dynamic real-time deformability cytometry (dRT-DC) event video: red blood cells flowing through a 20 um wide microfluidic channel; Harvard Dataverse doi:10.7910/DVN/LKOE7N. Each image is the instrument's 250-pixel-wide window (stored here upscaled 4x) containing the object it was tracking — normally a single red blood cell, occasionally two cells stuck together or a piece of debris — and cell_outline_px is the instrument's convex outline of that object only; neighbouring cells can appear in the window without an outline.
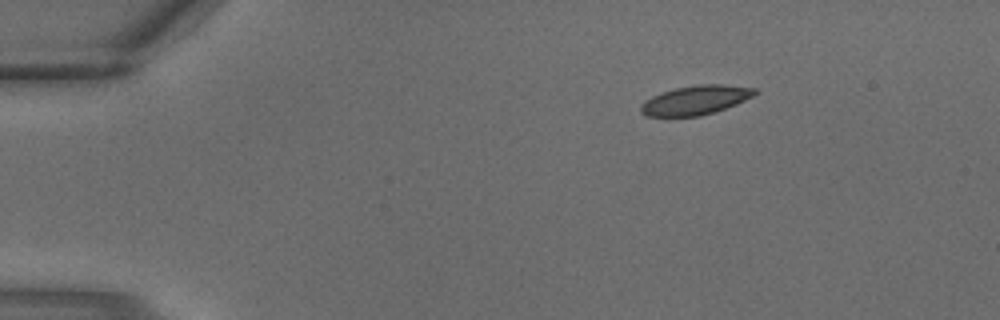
{"species": "common noctule bat (a hibernating species)", "species_latin": "Nyctalus noctula", "temperature_condition": "warm", "stored_images_in_passage": 2, "camera_frame_rate_fps": 3000, "um_per_image_px": 0.085, "animal": {"sex": "male", "body_mass_g": 18.8}, "frame": {"image": 1, "passage_image": 1, "time_ms": 0.0, "image_size_px": [1000, 320], "cell_outline_px": [[756, 92], [752, 96], [736, 104], [700, 116], [644, 116], [640, 112], [640, 104], [644, 100], [652, 96], [676, 88], [700, 84], [724, 84], [756, 88]], "centroid_in_image_um": [59.08, 8.51], "position_along_channel_um": 25.9, "area_um2": 19.19}}